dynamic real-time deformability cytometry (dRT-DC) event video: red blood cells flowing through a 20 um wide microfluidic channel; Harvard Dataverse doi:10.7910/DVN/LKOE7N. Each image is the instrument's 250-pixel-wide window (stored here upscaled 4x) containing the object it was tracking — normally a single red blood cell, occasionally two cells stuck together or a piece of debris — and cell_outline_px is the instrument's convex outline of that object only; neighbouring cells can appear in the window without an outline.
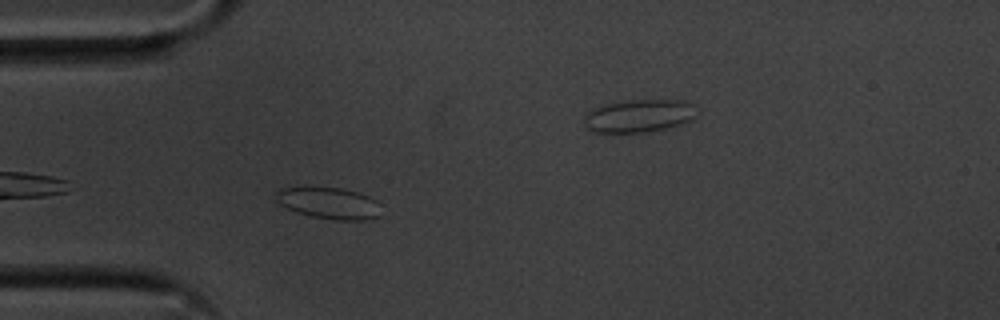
{"species": "common noctule bat (a hibernating species)", "species_latin": "Nyctalus noctula", "temperature_condition": "cold", "stored_images_in_passage": 44, "camera_frame_rate_fps": 3000, "um_per_image_px": 0.085, "animal": {"sex": "male", "body_mass_g": 20.1, "forearm_length_mm": 53.5}, "frame": {"image": 1, "passage_image": 3, "time_ms": 0.667, "image_size_px": [1000, 320], "cell_outline_px": [[380, 216], [364, 220], [336, 220], [312, 216], [296, 212], [276, 204], [272, 196], [276, 188], [340, 188], [356, 192], [368, 196], [376, 200]], "centroid_in_image_um": [27.85, 17.27], "position_along_channel_um": 57.1, "area_um2": 19.36}}
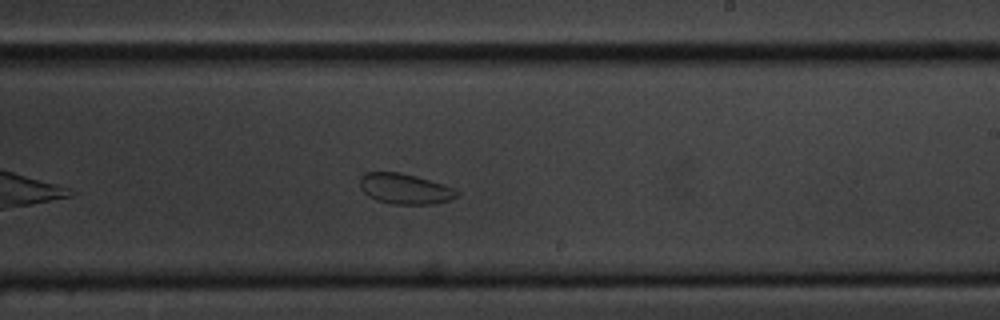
{"frame": {"image": 2, "passage_image": 20, "time_ms": 6.333, "image_size_px": [1000, 320], "cell_outline_px": [[460, 196], [452, 200], [432, 204], [392, 204], [376, 200], [368, 196], [360, 188], [360, 176], [364, 172], [400, 172], [416, 176], [444, 184], [460, 192]], "centroid_in_image_um": [34.43, 16.05], "position_along_channel_um": 254.6, "area_um2": 17.46}}
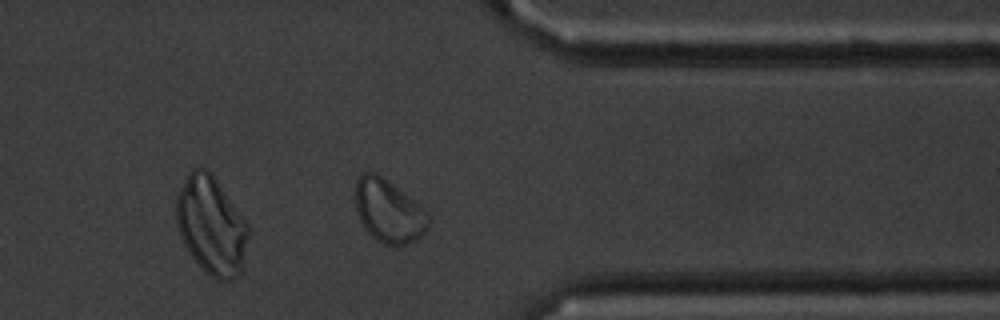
{"frame": {"image": 3, "passage_image": 31, "time_ms": 10.0, "image_size_px": [1000, 320], "cell_outline_px": [[428, 228], [416, 240], [408, 244], [384, 244], [376, 240], [364, 228], [356, 212], [356, 176], [364, 172], [376, 172], [388, 180], [416, 200], [428, 212]], "centroid_in_image_um": [33.03, 17.91], "position_along_channel_um": 378.4, "area_um2": 27.05}}